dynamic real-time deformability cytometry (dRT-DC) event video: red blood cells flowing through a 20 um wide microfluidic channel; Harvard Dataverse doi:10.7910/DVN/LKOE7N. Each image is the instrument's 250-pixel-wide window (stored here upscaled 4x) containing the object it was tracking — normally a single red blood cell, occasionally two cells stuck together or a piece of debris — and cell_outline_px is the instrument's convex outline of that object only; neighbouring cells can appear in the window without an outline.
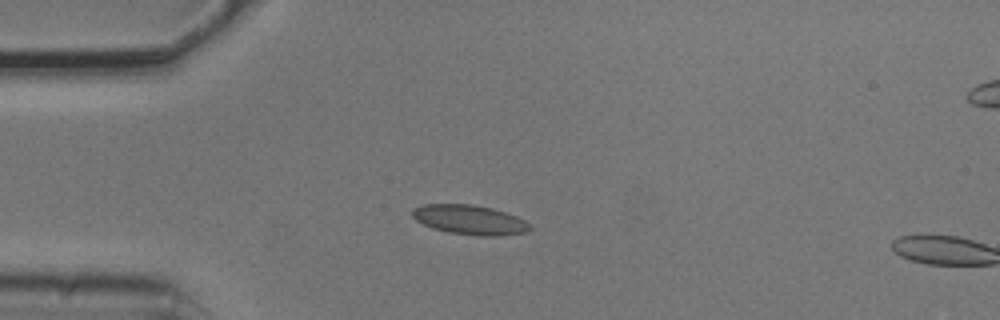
{"species": "common noctule bat (a hibernating species)", "species_latin": "Nyctalus noctula", "temperature_condition": "cold", "stored_images_in_passage": 4, "camera_frame_rate_fps": 3000, "um_per_image_px": 0.085, "animal": {"sex": "male", "body_mass_g": 20.5, "forearm_length_mm": 52.5}, "frame": {"image": 1, "passage_image": 3, "time_ms": 0.667, "image_size_px": [1000, 320], "cell_outline_px": [[532, 228], [524, 232], [500, 236], [484, 236], [448, 232], [432, 228], [416, 220], [412, 216], [412, 208], [424, 204], [472, 204], [492, 208], [516, 216], [524, 220]], "centroid_in_image_um": [39.9, 18.67], "position_along_channel_um": 45.1, "area_um2": 20.11}}